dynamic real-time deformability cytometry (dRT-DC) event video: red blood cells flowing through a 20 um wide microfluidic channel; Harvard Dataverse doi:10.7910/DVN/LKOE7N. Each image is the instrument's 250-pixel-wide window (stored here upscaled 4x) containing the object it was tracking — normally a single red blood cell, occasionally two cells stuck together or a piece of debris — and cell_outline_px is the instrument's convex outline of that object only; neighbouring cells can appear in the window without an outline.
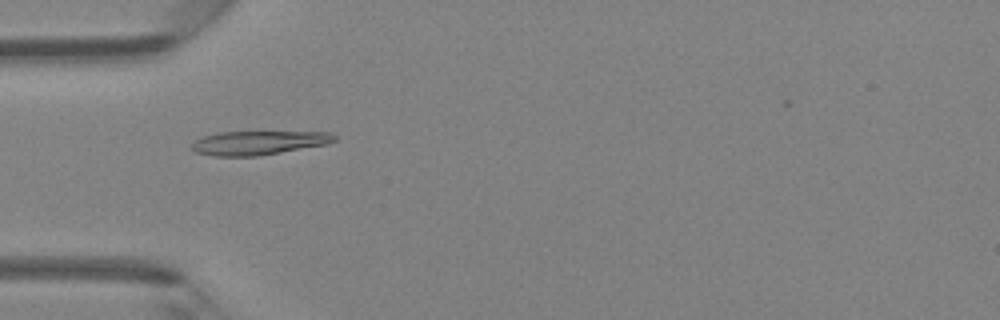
{"species": "Egyptian fruit bat (a non-hibernating species)", "species_latin": "Rousettus aegyptiacus", "temperature_condition": "room temperature", "stored_images_in_passage": 36, "camera_frame_rate_fps": 3000, "um_per_image_px": 0.085, "animal": {"sex": "female"}, "frame": {"image": 1, "passage_image": 5, "time_ms": 1.333, "image_size_px": [1000, 320], "cell_outline_px": [[336, 140], [328, 144], [256, 156], [212, 156], [196, 152], [192, 148], [192, 144], [196, 140], [204, 136], [220, 132], [332, 132], [336, 136]], "centroid_in_image_um": [22.0, 12.13], "position_along_channel_um": 63.0, "area_um2": 19.71}}
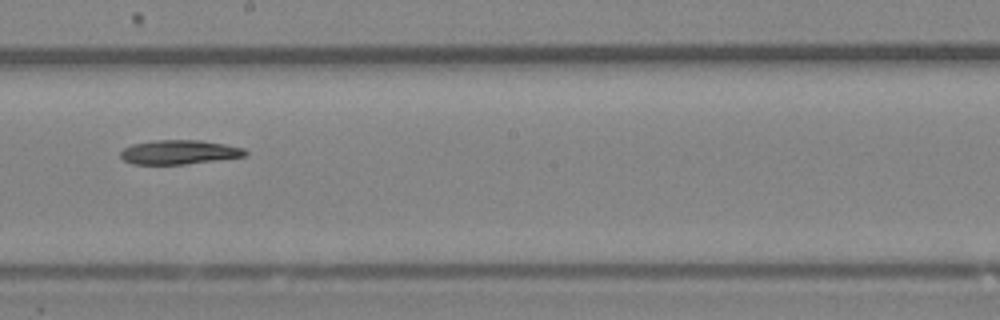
{"frame": {"image": 2, "passage_image": 17, "time_ms": 5.333, "image_size_px": [1000, 320], "cell_outline_px": [[248, 152], [244, 156], [216, 160], [184, 164], [132, 164], [124, 160], [120, 156], [120, 152], [124, 148], [132, 144], [156, 140], [200, 140], [224, 144], [244, 148]], "centroid_in_image_um": [15.21, 12.93], "position_along_channel_um": 233.0, "area_um2": 17.46}}
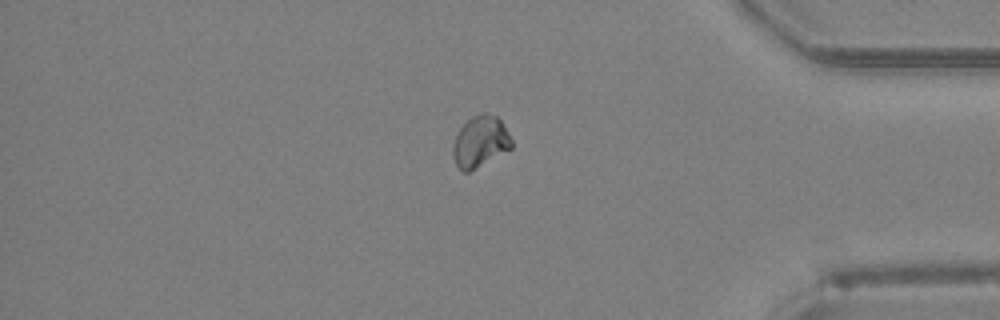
{"frame": {"image": 3, "passage_image": 30, "time_ms": 9.667, "image_size_px": [1000, 320], "cell_outline_px": [[512, 148], [468, 172], [460, 172], [456, 164], [452, 152], [452, 144], [460, 128], [472, 116], [480, 112], [488, 112], [496, 116], [504, 124], [512, 140]], "centroid_in_image_um": [40.81, 12.02], "position_along_channel_um": 394.4, "area_um2": 17.57}}